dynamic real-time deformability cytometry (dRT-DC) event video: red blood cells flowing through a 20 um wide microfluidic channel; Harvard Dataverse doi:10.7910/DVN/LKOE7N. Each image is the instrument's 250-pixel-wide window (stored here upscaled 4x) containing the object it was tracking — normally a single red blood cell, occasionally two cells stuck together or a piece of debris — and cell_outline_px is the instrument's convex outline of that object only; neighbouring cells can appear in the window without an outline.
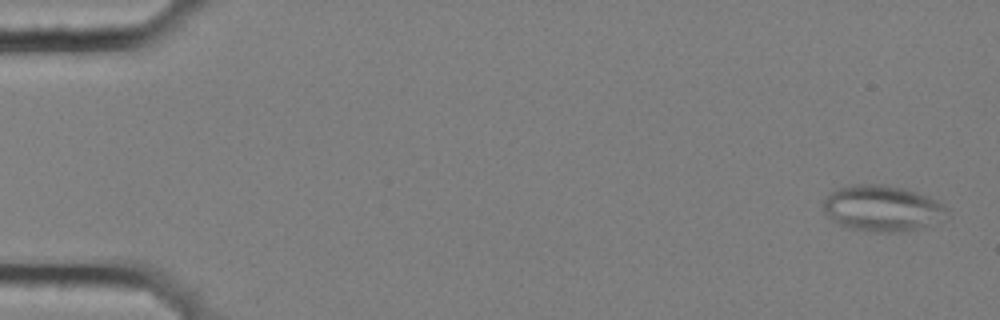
{"species": "common noctule bat (a hibernating species)", "species_latin": "Nyctalus noctula", "temperature_condition": "cold", "stored_images_in_passage": 57, "segment_of_instrument_passage": [1, 2], "camera_frame_rate_fps": 3000, "um_per_image_px": 0.085, "animal": {"sex": "female", "body_mass_g": 25.1}, "frame": {"image": 1, "passage_image": 2, "time_ms": 0.333, "image_size_px": [1000, 320], "cell_outline_px": [[948, 216], [940, 220], [916, 228], [900, 232], [872, 232], [852, 228], [840, 224], [824, 212], [824, 200], [832, 192], [840, 188], [852, 184], [884, 184], [904, 188], [928, 196], [944, 204], [948, 208]], "centroid_in_image_um": [75.03, 17.69], "position_along_channel_um": 10.0, "area_um2": 32.77}}